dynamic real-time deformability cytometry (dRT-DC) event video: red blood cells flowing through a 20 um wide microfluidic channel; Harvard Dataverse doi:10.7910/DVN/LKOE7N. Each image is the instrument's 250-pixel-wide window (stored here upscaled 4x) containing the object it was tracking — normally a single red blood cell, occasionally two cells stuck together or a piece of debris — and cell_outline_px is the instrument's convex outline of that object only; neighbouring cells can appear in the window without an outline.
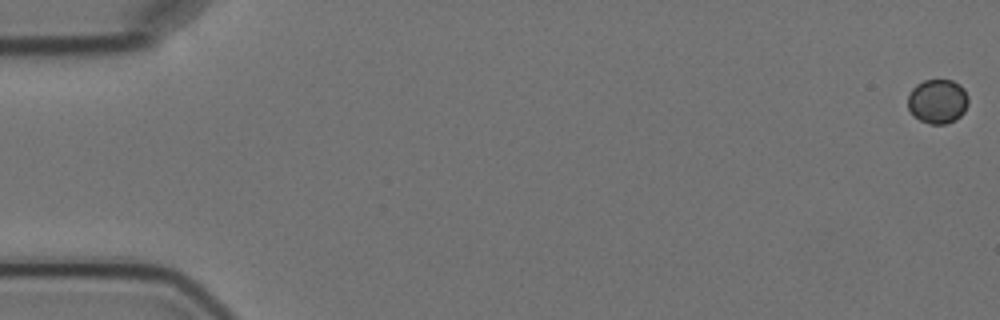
{"species": "Egyptian fruit bat (a non-hibernating species)", "species_latin": "Rousettus aegyptiacus", "temperature_condition": "cold", "stored_images_in_passage": 6, "segment_of_instrument_passage": [1, 2], "camera_frame_rate_fps": 3000, "um_per_image_px": 0.085, "animal": {"sex": "female"}, "frame": {"image": 1, "passage_image": 1, "time_ms": 0.0, "image_size_px": [1000, 320], "cell_outline_px": [[968, 104], [964, 112], [956, 120], [948, 124], [928, 124], [912, 116], [908, 108], [908, 96], [912, 88], [916, 84], [924, 80], [952, 80], [960, 84], [964, 88], [968, 96]], "centroid_in_image_um": [79.7, 8.62], "position_along_channel_um": 5.3, "area_um2": 15.95}}
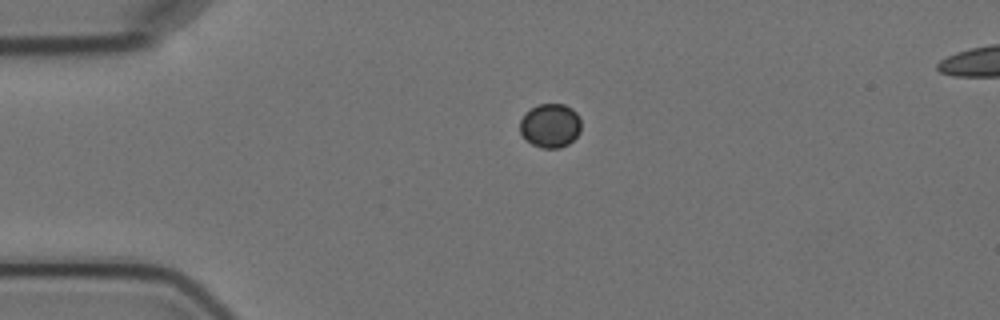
{"frame": {"image": 2, "passage_image": 4, "time_ms": 4.333, "image_size_px": [1000, 320], "cell_outline_px": [[580, 132], [568, 144], [560, 148], [540, 148], [532, 144], [520, 132], [520, 120], [524, 112], [540, 104], [564, 104], [572, 108], [580, 116]], "centroid_in_image_um": [46.78, 10.67], "position_along_channel_um": 38.2, "area_um2": 15.72}}